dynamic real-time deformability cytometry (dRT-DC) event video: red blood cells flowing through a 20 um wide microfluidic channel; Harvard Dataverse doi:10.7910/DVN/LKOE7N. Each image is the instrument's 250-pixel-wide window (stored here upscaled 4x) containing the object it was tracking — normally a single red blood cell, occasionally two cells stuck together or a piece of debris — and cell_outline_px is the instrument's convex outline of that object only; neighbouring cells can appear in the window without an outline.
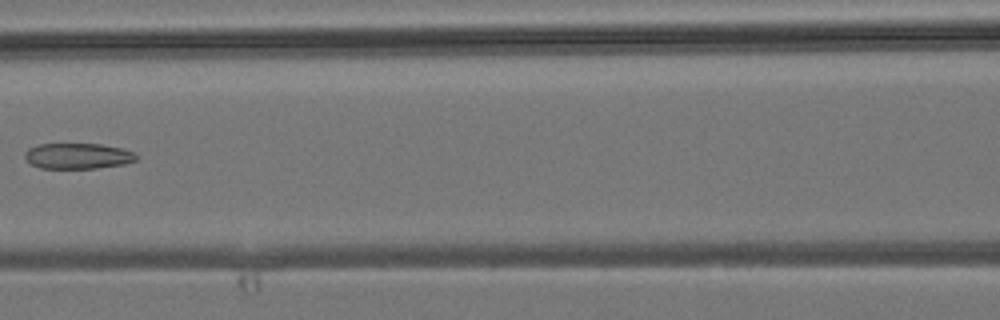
{"species": "common noctule bat (a hibernating species)", "species_latin": "Nyctalus noctula", "temperature_condition": "room temperature", "stored_images_in_passage": 7, "camera_frame_rate_fps": 3000, "um_per_image_px": 0.085, "animal": {"sex": "male", "body_mass_g": 19.2, "forearm_length_mm": 51.8}, "frame": {"image": 1, "passage_image": 7, "time_ms": 6.667, "image_size_px": [1000, 320], "cell_outline_px": [[140, 156], [136, 160], [124, 164], [96, 168], [40, 168], [28, 164], [24, 156], [24, 152], [28, 148], [40, 144], [100, 144], [124, 148], [136, 152]], "centroid_in_image_um": [6.63, 13.26], "position_along_channel_um": 160.0, "area_um2": 16.99}}